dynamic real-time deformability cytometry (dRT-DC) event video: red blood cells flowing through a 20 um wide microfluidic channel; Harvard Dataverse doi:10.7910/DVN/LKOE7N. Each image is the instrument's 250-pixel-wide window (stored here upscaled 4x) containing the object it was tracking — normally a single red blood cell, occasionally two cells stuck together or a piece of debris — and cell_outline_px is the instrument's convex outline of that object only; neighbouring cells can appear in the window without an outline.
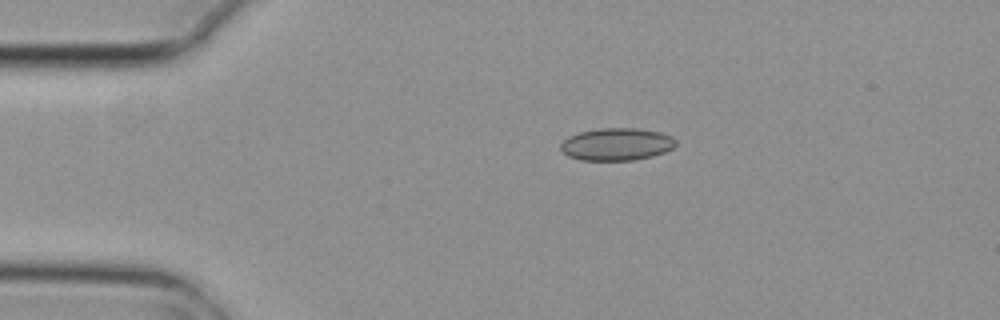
{"species": "common noctule bat (a hibernating species)", "species_latin": "Nyctalus noctula", "temperature_condition": "cold", "stored_images_in_passage": 5, "camera_frame_rate_fps": 3000, "um_per_image_px": 0.085, "animal": {"sex": "female", "body_mass_g": 29.2, "forearm_length_mm": 56.3}, "frame": {"image": 1, "passage_image": 3, "time_ms": 0.667, "image_size_px": [1000, 320], "cell_outline_px": [[676, 144], [672, 148], [664, 152], [652, 156], [632, 160], [580, 160], [568, 156], [560, 148], [560, 144], [568, 136], [580, 132], [600, 128], [636, 128], [660, 132], [672, 136], [676, 140]], "centroid_in_image_um": [52.41, 12.26], "position_along_channel_um": 32.6, "area_um2": 21.73}}